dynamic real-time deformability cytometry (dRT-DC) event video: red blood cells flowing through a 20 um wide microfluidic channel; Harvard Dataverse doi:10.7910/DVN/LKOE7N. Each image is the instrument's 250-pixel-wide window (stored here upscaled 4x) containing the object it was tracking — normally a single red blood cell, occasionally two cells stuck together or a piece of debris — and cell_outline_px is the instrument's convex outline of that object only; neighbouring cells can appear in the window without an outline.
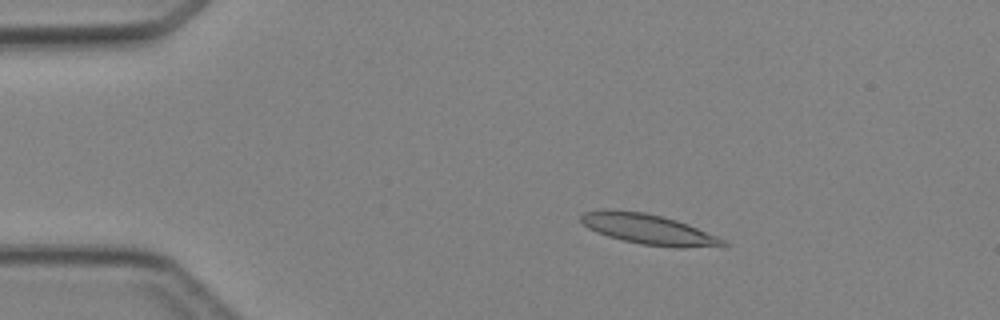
{"species": "Egyptian fruit bat (a non-hibernating species)", "species_latin": "Rousettus aegyptiacus", "temperature_condition": "cold", "stored_images_in_passage": 3, "camera_frame_rate_fps": 3000, "um_per_image_px": 0.085, "animal": {"sex": "female"}, "frame": {"image": 1, "passage_image": 1, "time_ms": 0.0, "image_size_px": [1000, 320], "cell_outline_px": [[728, 244], [724, 248], [676, 248], [640, 244], [608, 236], [596, 232], [588, 228], [580, 220], [580, 216], [584, 212], [604, 208], [616, 208], [644, 212], [676, 220], [688, 224], [716, 236], [724, 240]], "centroid_in_image_um": [55.15, 19.49], "position_along_channel_um": 29.9, "area_um2": 25.61}}
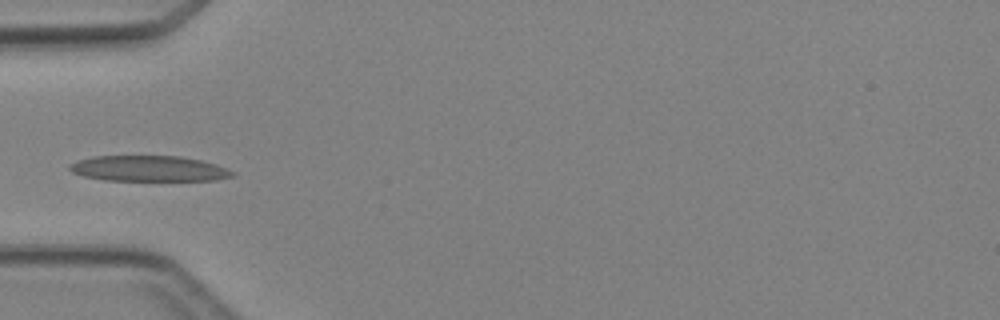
{"frame": {"image": 2, "passage_image": 3, "time_ms": 2.333, "image_size_px": [1000, 320], "cell_outline_px": [[236, 172], [232, 176], [216, 180], [104, 180], [84, 176], [72, 172], [68, 168], [68, 164], [76, 160], [92, 156], [180, 156], [200, 160], [216, 164]], "centroid_in_image_um": [12.61, 14.32], "position_along_channel_um": 72.4, "area_um2": 24.33}}